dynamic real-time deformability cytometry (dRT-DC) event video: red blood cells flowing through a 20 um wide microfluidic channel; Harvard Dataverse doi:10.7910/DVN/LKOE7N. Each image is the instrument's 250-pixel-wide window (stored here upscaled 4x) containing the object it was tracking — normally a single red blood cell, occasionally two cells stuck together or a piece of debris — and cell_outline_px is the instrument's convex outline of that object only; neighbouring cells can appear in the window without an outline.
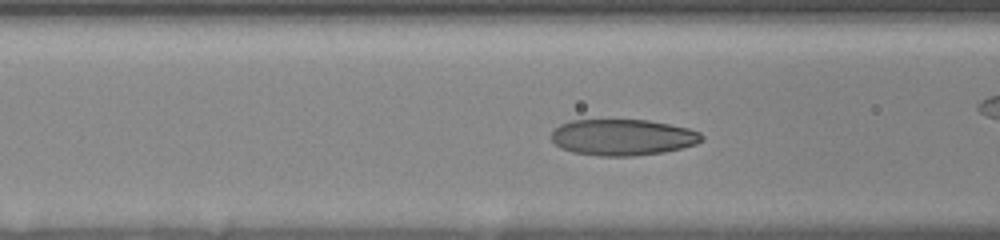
{"species": "human", "species_latin": "Homo sapiens", "temperature_condition": "room temperature", "stored_images_in_passage": 41, "camera_frame_rate_fps": 3000, "um_per_image_px": 0.085, "donor": {"sex": "female"}, "frame": {"image": 1, "passage_image": 9, "time_ms": 2.667, "image_size_px": [1000, 240], "cell_outline_px": [[704, 140], [696, 144], [664, 152], [632, 156], [600, 156], [572, 152], [560, 148], [552, 140], [552, 132], [560, 124], [568, 120], [648, 120], [688, 128], [700, 132], [704, 136]], "centroid_in_image_um": [52.93, 11.67], "position_along_channel_um": 113.7, "area_um2": 31.79}}
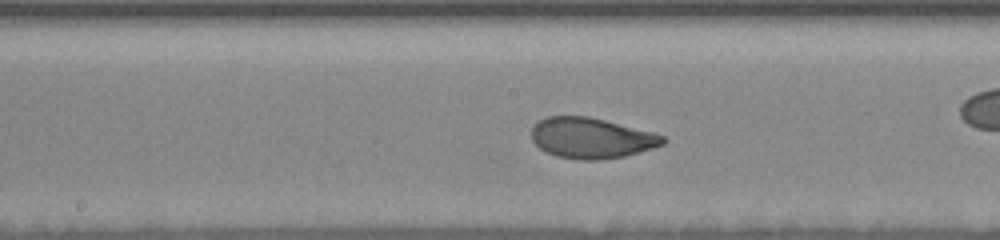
{"frame": {"image": 2, "passage_image": 16, "time_ms": 5.0, "image_size_px": [1000, 240], "cell_outline_px": [[668, 140], [664, 144], [652, 148], [624, 156], [600, 160], [576, 160], [556, 156], [540, 148], [532, 140], [532, 128], [536, 120], [548, 116], [588, 116], [652, 132], [664, 136]], "centroid_in_image_um": [50.24, 11.73], "position_along_channel_um": 198.0, "area_um2": 31.1}}
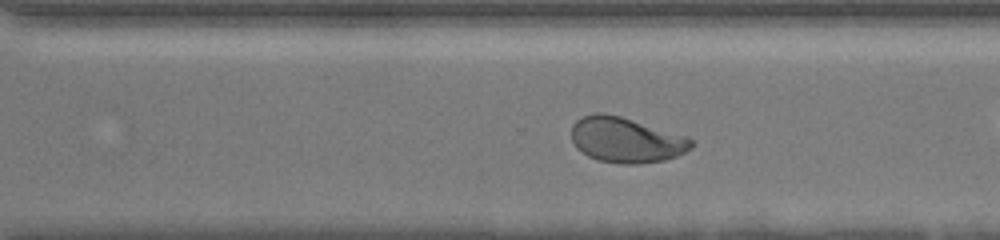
{"frame": {"image": 3, "passage_image": 26, "time_ms": 8.333, "image_size_px": [1000, 240], "cell_outline_px": [[696, 144], [692, 148], [676, 156], [664, 160], [640, 164], [620, 164], [596, 160], [588, 156], [576, 148], [572, 140], [572, 124], [576, 120], [584, 116], [596, 112], [604, 112], [620, 116], [688, 136]], "centroid_in_image_um": [53.22, 11.9], "position_along_channel_um": 317.4, "area_um2": 31.96}, "authors_computed_cell_mechanics": {"area_um2": 31.79, "velocity_mm_per_s": 3.6014, "shape_relaxation_time_tau1_ms": 3.5634, "shape_relaxation_time_tau2_ms": 0.9268, "deformation_change_tau1": 0.1644, "deformation_change_tau2": 0.0677}}